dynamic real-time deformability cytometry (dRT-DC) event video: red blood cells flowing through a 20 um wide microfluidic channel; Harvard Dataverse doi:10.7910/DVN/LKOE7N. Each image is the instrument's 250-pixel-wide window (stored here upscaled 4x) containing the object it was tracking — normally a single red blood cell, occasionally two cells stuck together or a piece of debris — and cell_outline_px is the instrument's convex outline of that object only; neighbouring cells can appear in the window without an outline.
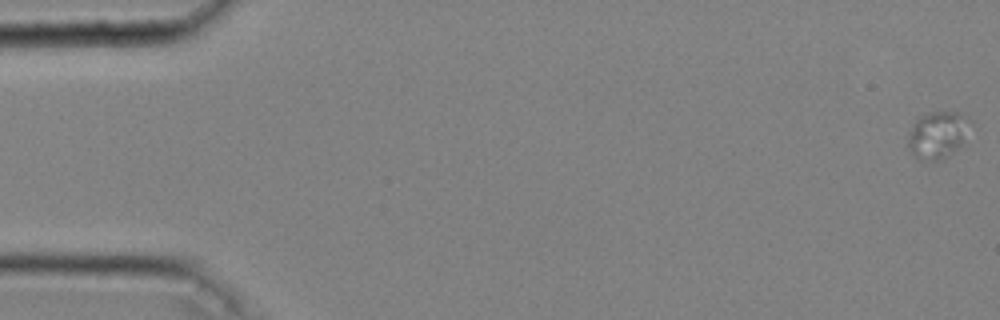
{"species": "common noctule bat (a hibernating species)", "species_latin": "Nyctalus noctula", "temperature_condition": "cold", "stored_images_in_passage": 46, "camera_frame_rate_fps": 3000, "um_per_image_px": 0.085, "animal": {"sex": "male", "body_mass_g": 20.4}, "frame": {"image": 1, "passage_image": 1, "time_ms": 0.0, "image_size_px": [1000, 320], "cell_outline_px": [[972, 124], [964, 144], [948, 156], [940, 160], [920, 160], [912, 156], [908, 144], [908, 136], [912, 124], [924, 112], [960, 112], [972, 120]], "centroid_in_image_um": [79.74, 11.45], "position_along_channel_um": 5.3, "area_um2": 17.63}}
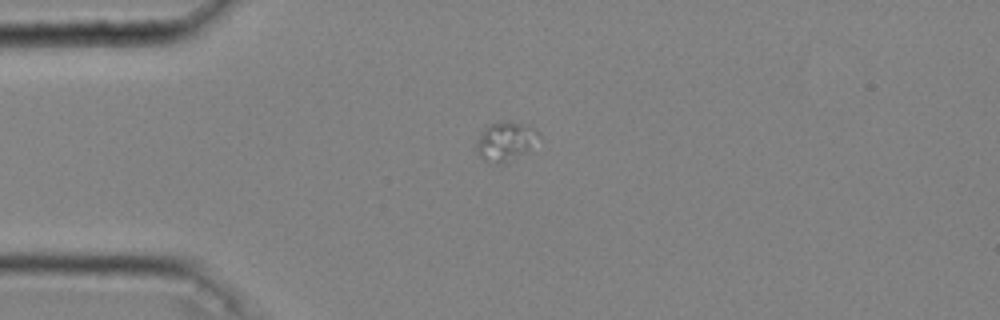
{"frame": {"image": 2, "passage_image": 13, "time_ms": 4.0, "image_size_px": [1000, 320], "cell_outline_px": [[536, 132], [528, 148], [500, 164], [496, 164], [480, 156], [476, 148], [476, 140], [484, 128], [488, 124], [508, 120], [536, 128]], "centroid_in_image_um": [42.84, 11.95], "position_along_channel_um": 42.2, "area_um2": 13.18}}